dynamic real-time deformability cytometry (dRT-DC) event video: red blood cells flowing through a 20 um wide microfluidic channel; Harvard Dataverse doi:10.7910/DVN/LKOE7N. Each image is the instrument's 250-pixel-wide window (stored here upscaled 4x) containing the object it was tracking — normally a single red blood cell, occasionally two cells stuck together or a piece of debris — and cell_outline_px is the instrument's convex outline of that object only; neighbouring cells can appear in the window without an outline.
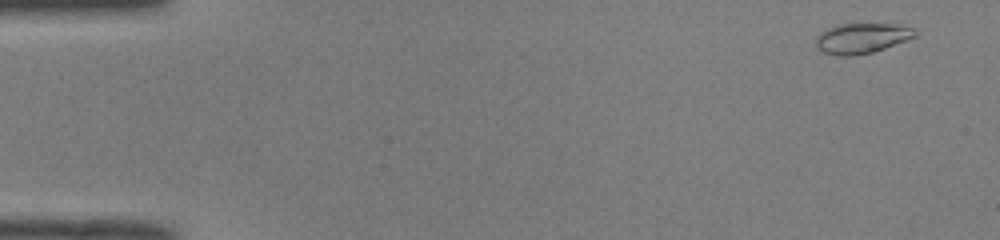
{"species": "common noctule bat (a hibernating species)", "species_latin": "Nyctalus noctula", "temperature_condition": "room temperature", "stored_images_in_passage": 50, "camera_frame_rate_fps": 3000, "um_per_image_px": 0.085, "animal": {"sex": "male", "body_mass_g": 19.0, "forearm_length_mm": 50.8}, "frame": {"image": 1, "passage_image": 2, "time_ms": 0.333, "image_size_px": [1000, 240], "cell_outline_px": [[920, 32], [916, 36], [884, 48], [872, 52], [852, 56], [840, 56], [824, 52], [816, 48], [816, 36], [828, 28], [840, 24], [896, 24], [916, 28]], "centroid_in_image_um": [73.28, 3.24], "position_along_channel_um": 11.7, "area_um2": 17.46}}
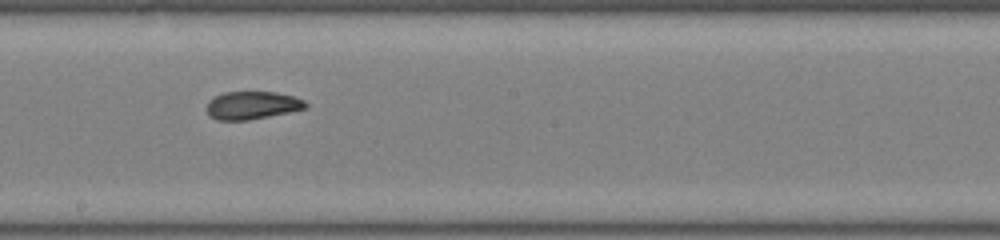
{"frame": {"image": 2, "passage_image": 28, "time_ms": 9.0, "image_size_px": [1000, 240], "cell_outline_px": [[308, 108], [292, 112], [248, 120], [216, 120], [208, 116], [204, 108], [208, 100], [224, 92], [276, 92], [292, 96], [304, 100], [308, 104]], "centroid_in_image_um": [21.41, 8.96], "position_along_channel_um": 226.8, "area_um2": 16.42}}
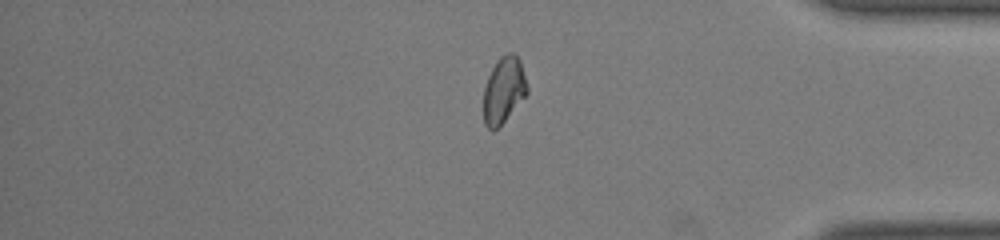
{"frame": {"image": 3, "passage_image": 42, "time_ms": 13.667, "image_size_px": [1000, 240], "cell_outline_px": [[528, 92], [504, 120], [492, 132], [484, 124], [484, 88], [488, 76], [496, 60], [500, 56], [508, 52], [512, 52], [520, 60], [528, 88]], "centroid_in_image_um": [42.8, 7.62], "position_along_channel_um": 392.4, "area_um2": 16.59}, "authors_computed_cell_mechanics": {"area_um2": 16.9643, "velocity_mm_per_s": 4.0195, "shape_relaxation_time_tau1_ms": null, "shape_relaxation_time_tau2_ms": 2.569, "deformation_change_tau1": null, "deformation_change_tau2": 0.0571}}